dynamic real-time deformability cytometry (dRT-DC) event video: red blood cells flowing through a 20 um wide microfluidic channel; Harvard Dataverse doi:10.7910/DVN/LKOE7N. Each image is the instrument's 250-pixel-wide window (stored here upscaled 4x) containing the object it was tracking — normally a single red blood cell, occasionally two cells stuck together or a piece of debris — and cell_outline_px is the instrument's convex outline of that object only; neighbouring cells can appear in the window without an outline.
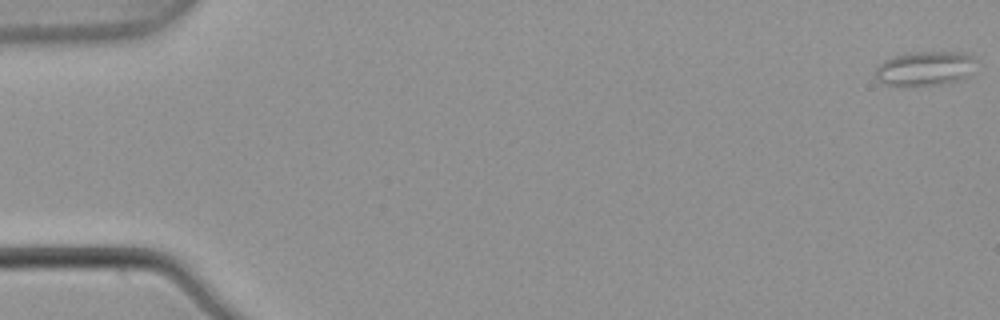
{"species": "common noctule bat (a hibernating species)", "species_latin": "Nyctalus noctula", "temperature_condition": "warm", "stored_images_in_passage": 5, "camera_frame_rate_fps": 3000, "um_per_image_px": 0.085, "animal": {"sex": "male", "body_mass_g": 21.5, "forearm_length_mm": 52.0}, "frame": {"image": 1, "passage_image": 1, "time_ms": 0.0, "image_size_px": [1000, 320], "cell_outline_px": [[972, 76], [964, 80], [948, 84], [880, 84], [876, 80], [876, 68], [884, 60], [896, 56], [916, 52], [964, 52], [972, 56]], "centroid_in_image_um": [78.66, 5.83], "position_along_channel_um": 6.3, "area_um2": 19.94}}